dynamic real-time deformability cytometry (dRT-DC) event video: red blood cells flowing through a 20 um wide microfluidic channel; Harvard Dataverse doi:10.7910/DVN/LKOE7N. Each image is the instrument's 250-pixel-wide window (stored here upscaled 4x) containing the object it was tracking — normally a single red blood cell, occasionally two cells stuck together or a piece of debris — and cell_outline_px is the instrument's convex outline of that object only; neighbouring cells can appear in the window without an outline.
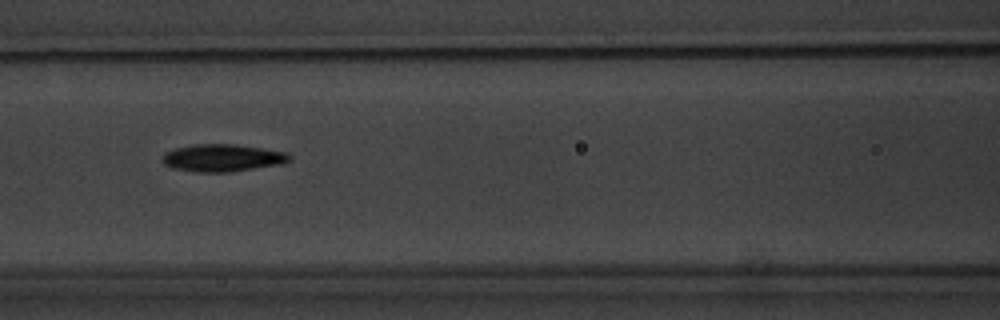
{"species": "common noctule bat (a hibernating species)", "species_latin": "Nyctalus noctula", "temperature_condition": "warm", "stored_images_in_passage": 11, "camera_frame_rate_fps": 3000, "um_per_image_px": 0.085, "animal": {"sex": "male", "body_mass_g": 20.1, "forearm_length_mm": 53.5}, "frame": {"image": 1, "passage_image": 8, "time_ms": 8.0, "image_size_px": [1000, 320], "cell_outline_px": [[292, 160], [284, 164], [228, 172], [196, 172], [172, 168], [164, 164], [160, 160], [164, 152], [176, 148], [192, 144], [236, 144], [264, 148], [288, 152], [292, 156]], "centroid_in_image_um": [18.94, 13.41], "position_along_channel_um": 147.7, "area_um2": 20.69}}
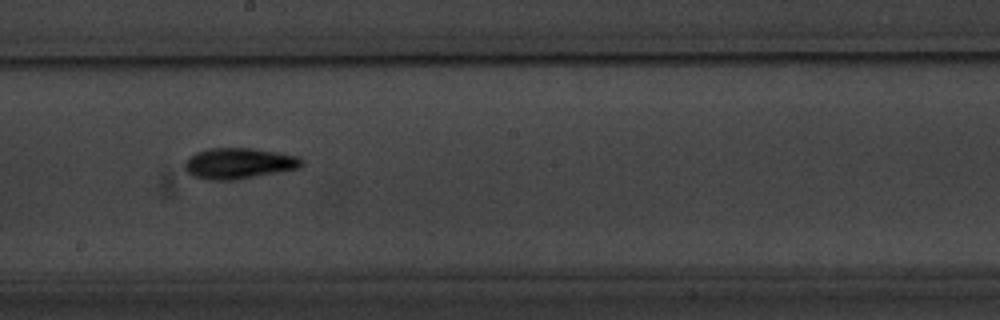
{"frame": {"image": 2, "passage_image": 10, "time_ms": 10.333, "image_size_px": [1000, 320], "cell_outline_px": [[304, 164], [300, 168], [236, 180], [204, 180], [192, 176], [184, 168], [184, 160], [188, 156], [196, 152], [208, 148], [252, 148], [276, 152], [296, 156], [304, 160]], "centroid_in_image_um": [20.26, 13.89], "position_along_channel_um": 227.9, "area_um2": 21.33}}